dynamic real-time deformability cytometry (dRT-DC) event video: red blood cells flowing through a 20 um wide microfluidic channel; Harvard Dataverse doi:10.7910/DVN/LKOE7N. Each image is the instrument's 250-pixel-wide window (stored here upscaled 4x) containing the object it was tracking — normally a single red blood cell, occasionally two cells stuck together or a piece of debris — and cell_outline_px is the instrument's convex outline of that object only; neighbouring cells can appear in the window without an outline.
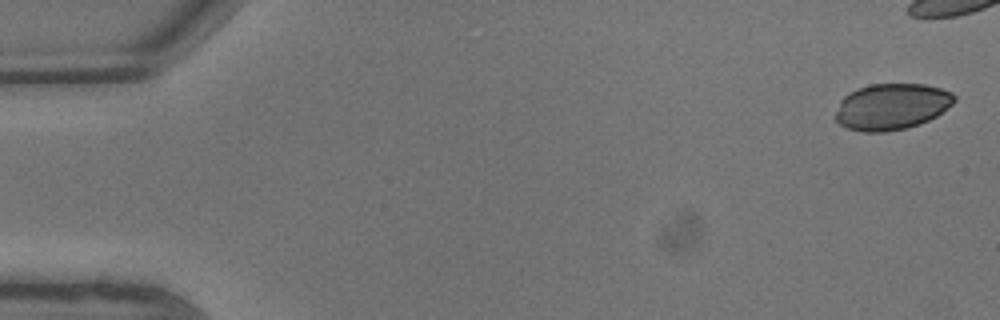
{"species": "common noctule bat (a hibernating species)", "species_latin": "Nyctalus noctula", "temperature_condition": "warm", "stored_images_in_passage": 11, "camera_frame_rate_fps": 3000, "um_per_image_px": 0.085, "animal": {"sex": "male", "body_mass_g": 13.3}, "frame": {"image": 1, "passage_image": 1, "time_ms": 0.0, "image_size_px": [1000, 320], "cell_outline_px": [[956, 100], [952, 104], [936, 116], [920, 124], [904, 128], [884, 132], [864, 132], [848, 128], [840, 124], [836, 120], [836, 112], [840, 100], [848, 92], [872, 84], [924, 84], [940, 88], [952, 92], [956, 96]], "centroid_in_image_um": [75.79, 9.05], "position_along_channel_um": 9.2, "area_um2": 31.91}}
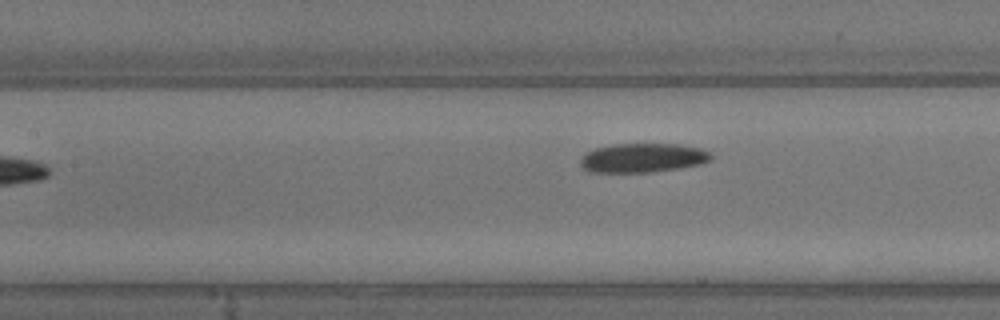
{"frame": {"image": 2, "passage_image": 11, "time_ms": 3.333, "image_size_px": [1000, 320], "cell_outline_px": [[712, 160], [700, 164], [680, 168], [652, 172], [588, 172], [580, 164], [580, 160], [588, 152], [596, 148], [612, 144], [680, 144], [700, 148], [712, 152]], "centroid_in_image_um": [54.68, 13.42], "position_along_channel_um": 152.7, "area_um2": 22.25}}